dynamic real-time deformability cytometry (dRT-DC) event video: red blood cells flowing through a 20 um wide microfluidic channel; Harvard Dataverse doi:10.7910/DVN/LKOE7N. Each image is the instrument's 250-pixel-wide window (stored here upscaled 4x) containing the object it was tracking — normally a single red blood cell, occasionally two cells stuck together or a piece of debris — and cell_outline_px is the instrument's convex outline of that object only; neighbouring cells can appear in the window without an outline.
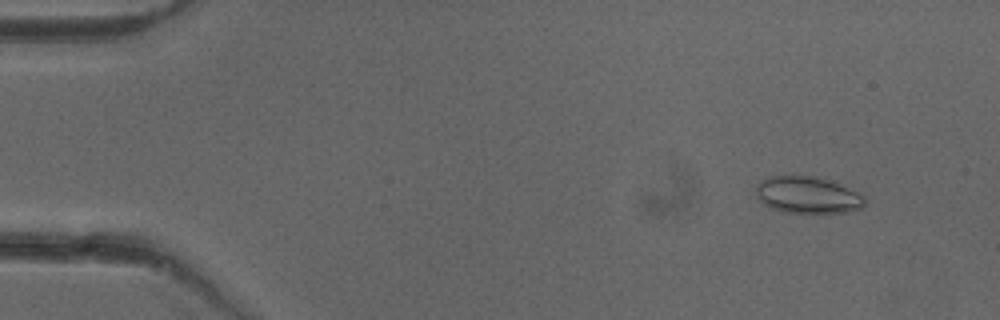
{"species": "common noctule bat (a hibernating species)", "species_latin": "Nyctalus noctula", "temperature_condition": "cold", "stored_images_in_passage": 49, "camera_frame_rate_fps": 3000, "um_per_image_px": 0.085, "animal": {"sex": "female"}, "frame": {"image": 1, "passage_image": 1, "time_ms": 0.0, "image_size_px": [1000, 320], "cell_outline_px": [[864, 208], [844, 212], [780, 212], [764, 204], [756, 196], [756, 188], [760, 180], [772, 176], [824, 176], [864, 196]], "centroid_in_image_um": [68.64, 16.56], "position_along_channel_um": 16.4, "area_um2": 23.35}}
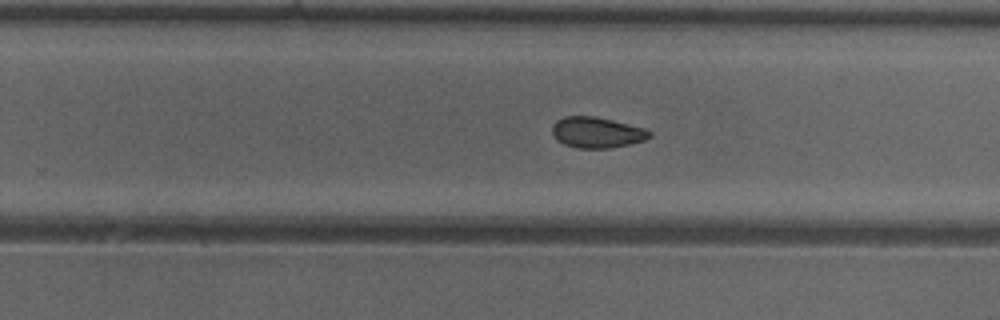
{"frame": {"image": 2, "passage_image": 29, "time_ms": 9.333, "image_size_px": [1000, 320], "cell_outline_px": [[652, 136], [644, 140], [628, 144], [608, 148], [576, 148], [564, 144], [556, 140], [552, 132], [552, 124], [556, 120], [564, 116], [596, 116], [644, 128], [652, 132]], "centroid_in_image_um": [50.7, 11.25], "position_along_channel_um": 279.1, "area_um2": 17.51}}
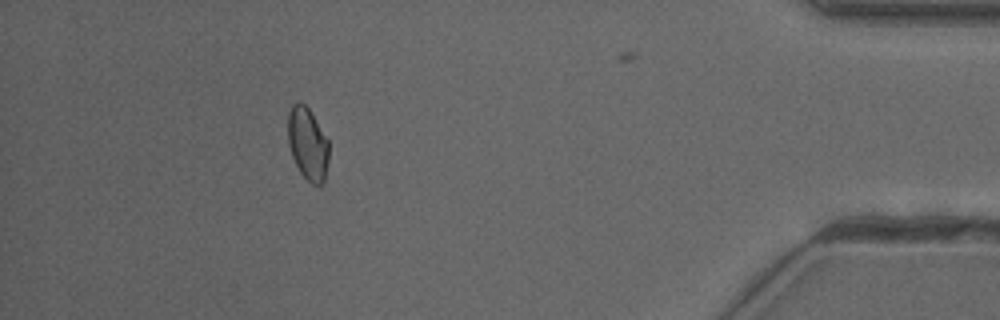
{"frame": {"image": 3, "passage_image": 43, "time_ms": 14.0, "image_size_px": [1000, 320], "cell_outline_px": [[328, 160], [324, 184], [312, 184], [300, 172], [292, 156], [288, 144], [288, 112], [292, 104], [296, 100], [300, 100], [308, 108], [328, 140]], "centroid_in_image_um": [26.14, 12.2], "position_along_channel_um": 409.1, "area_um2": 17.28}, "authors_computed_cell_mechanics": {"area_um2": 18.0336, "velocity_mm_per_s": 3.9748, "shape_relaxation_time_tau1_ms": 10.415, "shape_relaxation_time_tau2_ms": 4.4034, "deformation_change_tau1": 0.1124, "deformation_change_tau2": 0.0806}}